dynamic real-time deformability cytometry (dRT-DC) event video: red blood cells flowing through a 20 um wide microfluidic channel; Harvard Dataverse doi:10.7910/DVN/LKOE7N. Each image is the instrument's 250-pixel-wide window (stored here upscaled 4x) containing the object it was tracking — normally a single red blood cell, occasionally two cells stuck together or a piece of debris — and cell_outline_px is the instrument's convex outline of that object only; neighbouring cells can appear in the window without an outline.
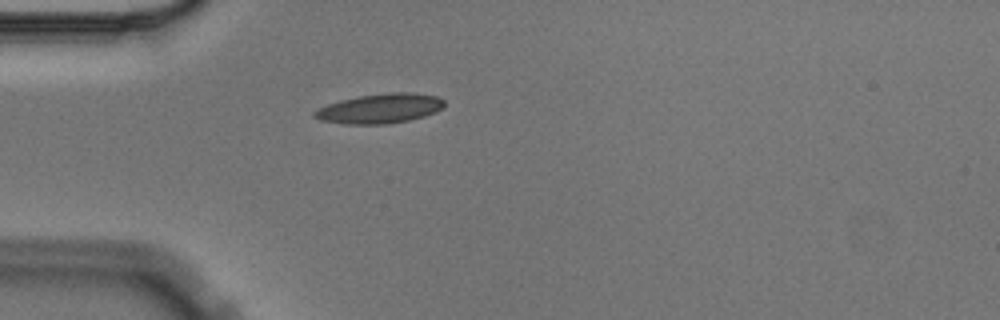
{"species": "Egyptian fruit bat (a non-hibernating species)", "species_latin": "Rousettus aegyptiacus", "temperature_condition": "cold", "stored_images_in_passage": 1, "camera_frame_rate_fps": 3000, "um_per_image_px": 0.085, "animal": {"sex": "male"}, "frame": {"image": 1, "passage_image": 1, "time_ms": 0.0, "image_size_px": [1000, 320], "cell_outline_px": [[444, 108], [436, 112], [424, 116], [408, 120], [388, 124], [344, 124], [320, 120], [312, 116], [312, 112], [328, 104], [340, 100], [360, 96], [392, 92], [412, 92], [436, 96], [444, 100]], "centroid_in_image_um": [32.3, 9.23], "position_along_channel_um": 52.7, "area_um2": 22.43}}